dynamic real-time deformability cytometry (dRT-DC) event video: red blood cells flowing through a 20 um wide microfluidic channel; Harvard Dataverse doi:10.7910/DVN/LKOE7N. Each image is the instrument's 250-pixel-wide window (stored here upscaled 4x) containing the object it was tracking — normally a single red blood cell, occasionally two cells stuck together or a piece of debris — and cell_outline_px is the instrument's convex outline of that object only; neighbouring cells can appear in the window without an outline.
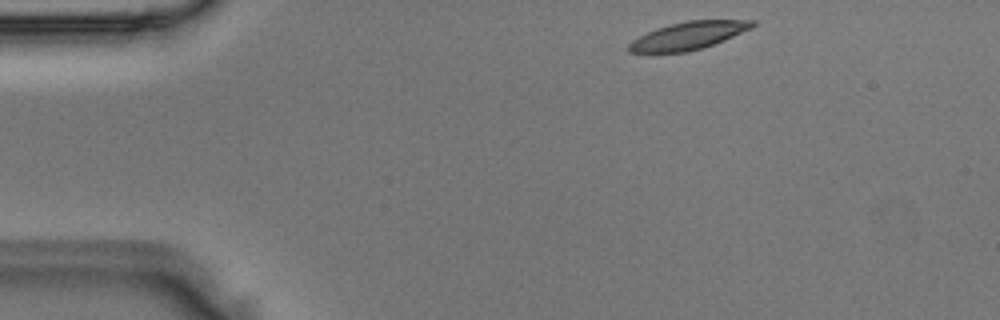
{"species": "Egyptian fruit bat (a non-hibernating species)", "species_latin": "Rousettus aegyptiacus", "temperature_condition": "room temperature", "stored_images_in_passage": 3, "camera_frame_rate_fps": 3000, "um_per_image_px": 0.085, "animal": {"sex": "male"}, "frame": {"image": 1, "passage_image": 1, "time_ms": 0.0, "image_size_px": [1000, 320], "cell_outline_px": [[756, 24], [752, 28], [724, 40], [704, 48], [688, 52], [628, 52], [628, 44], [632, 40], [656, 28], [688, 20], [756, 20]], "centroid_in_image_um": [58.54, 3.03], "position_along_channel_um": 26.5, "area_um2": 19.83}}